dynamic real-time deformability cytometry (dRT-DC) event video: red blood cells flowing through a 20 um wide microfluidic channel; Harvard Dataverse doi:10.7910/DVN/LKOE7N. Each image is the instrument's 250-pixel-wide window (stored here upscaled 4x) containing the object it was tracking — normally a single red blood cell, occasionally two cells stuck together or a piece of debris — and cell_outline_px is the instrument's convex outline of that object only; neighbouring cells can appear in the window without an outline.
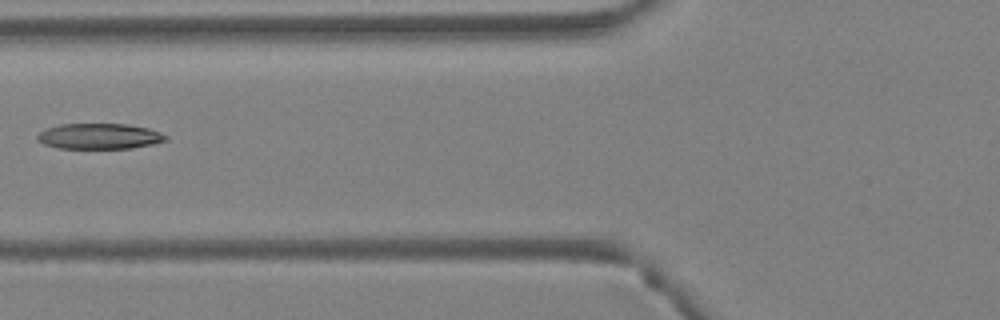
{"species": "Egyptian fruit bat (a non-hibernating species)", "species_latin": "Rousettus aegyptiacus", "temperature_condition": "warm", "stored_images_in_passage": 5, "camera_frame_rate_fps": 3000, "um_per_image_px": 0.085, "animal": {"sex": "female"}, "frame": {"image": 1, "passage_image": 5, "time_ms": 1.333, "image_size_px": [1000, 320], "cell_outline_px": [[168, 140], [152, 144], [132, 148], [56, 148], [44, 144], [36, 140], [36, 136], [40, 132], [48, 128], [60, 124], [128, 124], [148, 128], [160, 132], [168, 136]], "centroid_in_image_um": [8.45, 11.58], "position_along_channel_um": 117.3, "area_um2": 19.19}}